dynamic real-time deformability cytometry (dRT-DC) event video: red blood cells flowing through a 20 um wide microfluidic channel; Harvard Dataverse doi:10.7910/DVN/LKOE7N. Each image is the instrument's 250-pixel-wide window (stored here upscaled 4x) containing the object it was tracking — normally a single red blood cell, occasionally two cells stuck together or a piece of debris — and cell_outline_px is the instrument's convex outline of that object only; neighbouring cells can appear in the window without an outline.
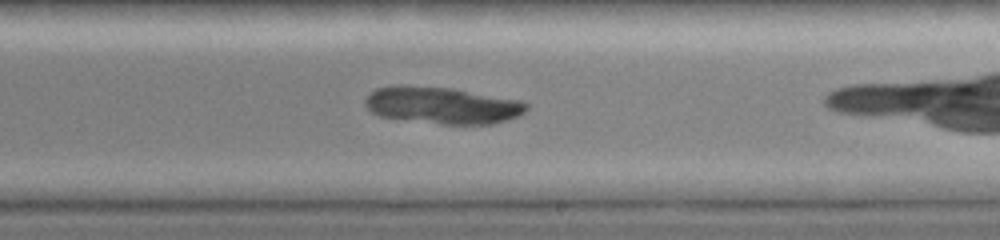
{"species": "common noctule bat (a hibernating species)", "species_latin": "Nyctalus noctula", "temperature_condition": "cold", "stored_images_in_passage": 31, "camera_frame_rate_fps": 3000, "um_per_image_px": 0.085, "animal": {"sex": "female", "body_mass_g": 19.0, "forearm_length_mm": 51.5}, "frame": {"image": 1, "passage_image": 15, "time_ms": 4.667, "image_size_px": [1000, 240], "cell_outline_px": [[528, 108], [520, 116], [508, 120], [492, 124], [444, 124], [380, 116], [372, 112], [364, 104], [364, 100], [376, 88], [396, 84], [404, 84], [452, 88], [524, 100], [528, 104]], "centroid_in_image_um": [37.64, 8.93], "position_along_channel_um": 251.4, "area_um2": 35.03}}
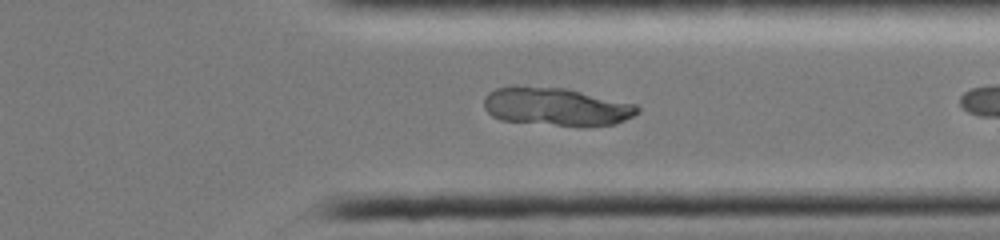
{"frame": {"image": 2, "passage_image": 23, "time_ms": 7.333, "image_size_px": [1000, 240], "cell_outline_px": [[640, 112], [616, 124], [584, 128], [500, 120], [492, 116], [484, 108], [484, 96], [488, 92], [496, 88], [512, 84], [516, 84], [564, 88], [636, 104], [640, 108]], "centroid_in_image_um": [47.25, 9.07], "position_along_channel_um": 364.2, "area_um2": 35.03}}
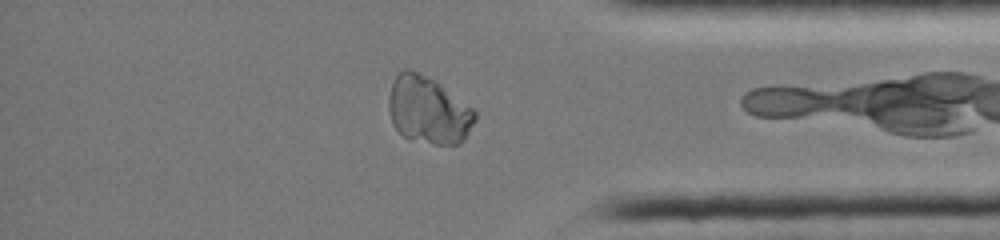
{"frame": {"image": 3, "passage_image": 26, "time_ms": 8.333, "image_size_px": [1000, 240], "cell_outline_px": [[476, 120], [464, 140], [460, 144], [436, 144], [408, 140], [392, 124], [388, 108], [388, 96], [392, 80], [404, 68], [412, 68], [436, 80], [472, 108], [476, 112]], "centroid_in_image_um": [36.38, 9.34], "position_along_channel_um": 398.8, "area_um2": 34.33}}